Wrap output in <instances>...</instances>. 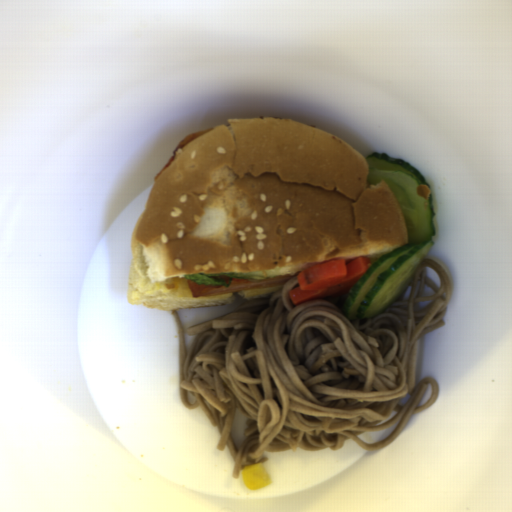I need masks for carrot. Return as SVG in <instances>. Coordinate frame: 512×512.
<instances>
[{"instance_id": "obj_1", "label": "carrot", "mask_w": 512, "mask_h": 512, "mask_svg": "<svg viewBox=\"0 0 512 512\" xmlns=\"http://www.w3.org/2000/svg\"><path fill=\"white\" fill-rule=\"evenodd\" d=\"M369 257L334 259L310 267L297 275L298 287L289 290L293 305L316 298L343 299L353 289L356 282L370 268Z\"/></svg>"}]
</instances>
